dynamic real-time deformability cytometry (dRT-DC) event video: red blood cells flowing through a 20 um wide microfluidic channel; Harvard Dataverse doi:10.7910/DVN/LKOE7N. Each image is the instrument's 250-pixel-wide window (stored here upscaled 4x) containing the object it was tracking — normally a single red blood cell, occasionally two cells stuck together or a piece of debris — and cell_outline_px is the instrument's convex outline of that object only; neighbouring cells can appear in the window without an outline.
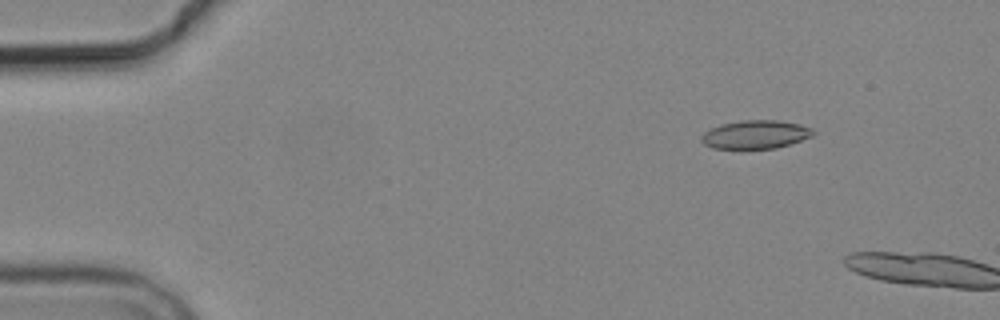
{"species": "common noctule bat (a hibernating species)", "species_latin": "Nyctalus noctula", "temperature_condition": "cold", "stored_images_in_passage": 5, "camera_frame_rate_fps": 3000, "um_per_image_px": 0.085, "animal": {"sex": "male", "body_mass_g": 19.2, "forearm_length_mm": 51.8}, "frame": {"image": 1, "passage_image": 2, "time_ms": 1.0, "image_size_px": [1000, 320], "cell_outline_px": [[816, 132], [812, 136], [776, 148], [712, 148], [704, 144], [700, 140], [700, 136], [704, 132], [720, 124], [740, 120], [776, 120], [800, 124], [812, 128]], "centroid_in_image_um": [64.2, 11.42], "position_along_channel_um": 20.8, "area_um2": 18.44}}